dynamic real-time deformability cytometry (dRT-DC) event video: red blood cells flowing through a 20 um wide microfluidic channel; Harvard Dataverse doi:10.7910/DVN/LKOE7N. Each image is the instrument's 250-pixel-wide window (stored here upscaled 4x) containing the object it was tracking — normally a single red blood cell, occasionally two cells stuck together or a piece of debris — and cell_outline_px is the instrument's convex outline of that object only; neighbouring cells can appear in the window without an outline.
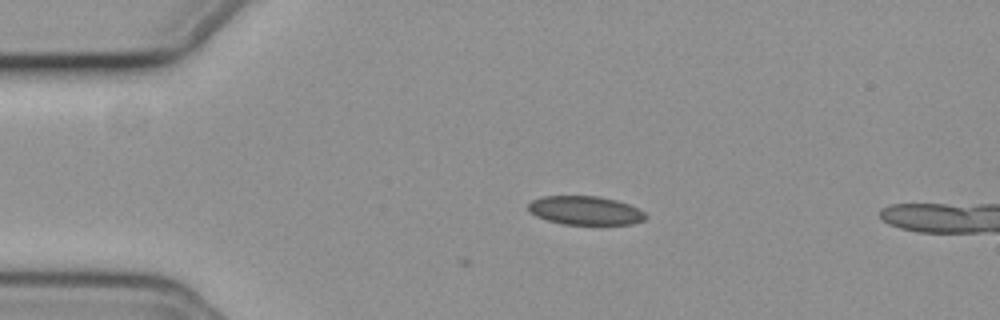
{"species": "common noctule bat (a hibernating species)", "species_latin": "Nyctalus noctula", "temperature_condition": "cold", "stored_images_in_passage": 12, "camera_frame_rate_fps": 3000, "um_per_image_px": 0.085, "animal": {"sex": "female", "body_mass_g": 19.3, "forearm_length_mm": 54.1}, "frame": {"image": 1, "passage_image": 12, "time_ms": 3.667, "image_size_px": [1000, 320], "cell_outline_px": [[648, 216], [644, 220], [632, 224], [564, 224], [548, 220], [536, 216], [528, 212], [528, 204], [532, 200], [544, 196], [600, 196], [616, 200], [628, 204], [644, 212]], "centroid_in_image_um": [49.73, 17.89], "position_along_channel_um": 35.3, "area_um2": 19.59}}